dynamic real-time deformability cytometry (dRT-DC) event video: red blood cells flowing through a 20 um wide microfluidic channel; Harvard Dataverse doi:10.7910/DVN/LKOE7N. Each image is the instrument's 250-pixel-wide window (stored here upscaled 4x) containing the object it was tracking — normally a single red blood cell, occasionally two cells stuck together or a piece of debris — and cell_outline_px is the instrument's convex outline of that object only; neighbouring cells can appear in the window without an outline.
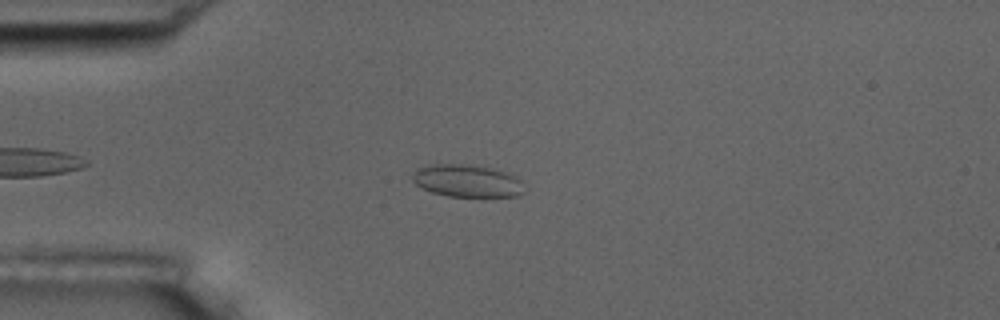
{"species": "common noctule bat (a hibernating species)", "species_latin": "Nyctalus noctula", "temperature_condition": "room temperature", "stored_images_in_passage": 42, "camera_frame_rate_fps": 3000, "um_per_image_px": 0.085, "animal": {"sex": "male", "body_mass_g": 17.5, "forearm_length_mm": 52.3}, "frame": {"image": 1, "passage_image": 9, "time_ms": 2.667, "image_size_px": [1000, 320], "cell_outline_px": [[528, 192], [520, 196], [448, 196], [432, 192], [416, 184], [412, 180], [412, 172], [416, 168], [436, 164], [468, 164], [492, 168], [508, 172], [516, 176], [520, 180]], "centroid_in_image_um": [39.76, 15.37], "position_along_channel_um": 45.2, "area_um2": 21.39}}
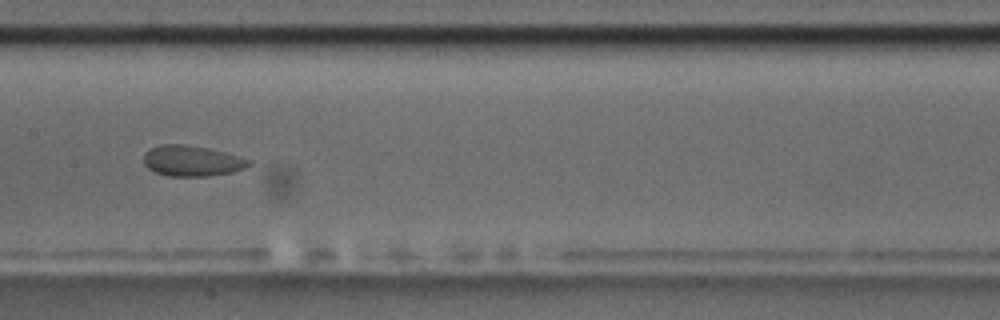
{"frame": {"image": 2, "passage_image": 23, "time_ms": 7.333, "image_size_px": [1000, 320], "cell_outline_px": [[252, 164], [244, 168], [232, 172], [208, 176], [168, 176], [156, 172], [148, 168], [144, 164], [144, 152], [148, 148], [160, 144], [184, 144], [212, 148], [252, 160]], "centroid_in_image_um": [16.31, 13.66], "position_along_channel_um": 191.1, "area_um2": 19.07}}
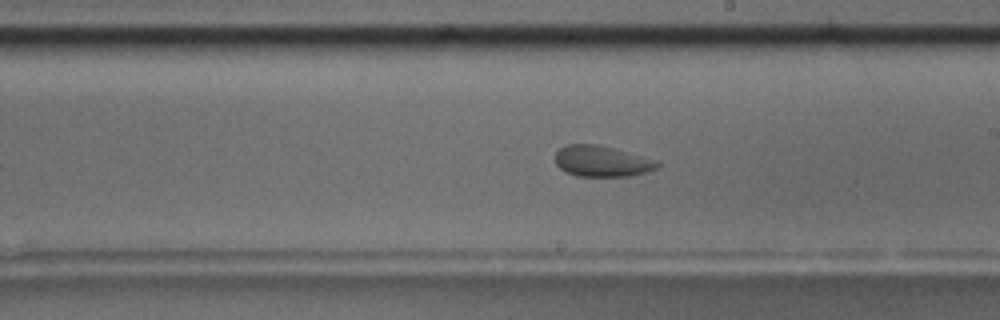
{"frame": {"image": 3, "passage_image": 27, "time_ms": 8.667, "image_size_px": [1000, 320], "cell_outline_px": [[660, 164], [656, 168], [648, 172], [628, 176], [576, 176], [564, 172], [552, 160], [556, 152], [564, 144], [596, 144], [660, 160]], "centroid_in_image_um": [51.13, 13.7], "position_along_channel_um": 237.9, "area_um2": 18.73}}